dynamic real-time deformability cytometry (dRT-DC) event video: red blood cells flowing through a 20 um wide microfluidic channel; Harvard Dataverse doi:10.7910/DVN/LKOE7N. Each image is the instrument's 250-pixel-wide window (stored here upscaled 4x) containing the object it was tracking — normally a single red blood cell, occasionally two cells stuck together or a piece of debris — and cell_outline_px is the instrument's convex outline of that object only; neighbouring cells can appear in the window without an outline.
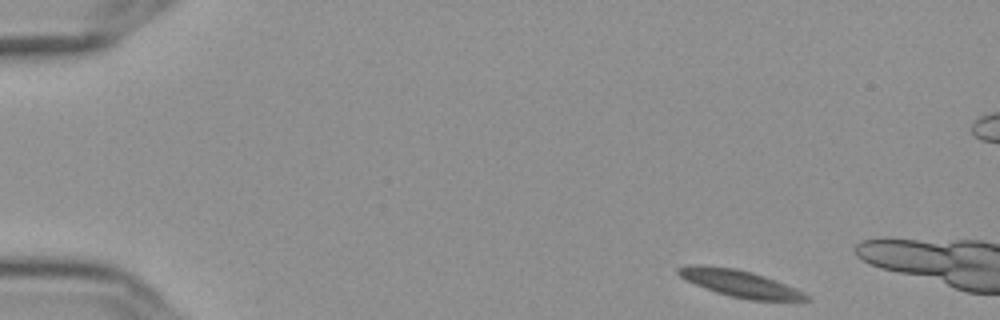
{"species": "Egyptian fruit bat (a non-hibernating species)", "species_latin": "Rousettus aegyptiacus", "temperature_condition": "cold", "stored_images_in_passage": 10, "camera_frame_rate_fps": 3000, "um_per_image_px": 0.085, "frame": {"image": 1, "passage_image": 1, "time_ms": 0.0, "image_size_px": [1000, 320], "cell_outline_px": [[812, 300], [752, 300], [728, 296], [716, 292], [696, 284], [680, 276], [676, 272], [676, 268], [688, 264], [700, 264], [736, 268], [752, 272], [776, 280], [796, 288], [804, 292]], "centroid_in_image_um": [62.87, 24.07], "position_along_channel_um": 22.1, "area_um2": 20.0}}